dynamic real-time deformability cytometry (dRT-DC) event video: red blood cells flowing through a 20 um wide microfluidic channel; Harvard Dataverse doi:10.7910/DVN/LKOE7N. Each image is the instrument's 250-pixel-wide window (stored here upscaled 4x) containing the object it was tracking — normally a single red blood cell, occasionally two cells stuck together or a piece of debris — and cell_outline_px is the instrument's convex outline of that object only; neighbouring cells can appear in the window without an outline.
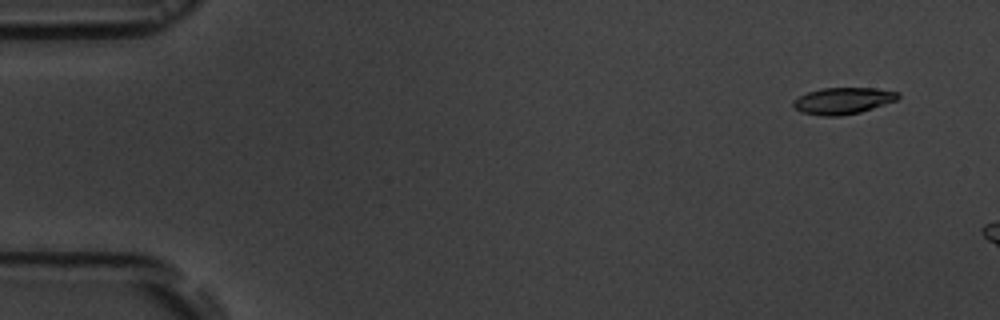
{"species": "common noctule bat (a hibernating species)", "species_latin": "Nyctalus noctula", "temperature_condition": "room temperature", "stored_images_in_passage": 2, "camera_frame_rate_fps": 3000, "um_per_image_px": 0.085, "animal": {"sex": "male", "body_mass_g": 19.5, "forearm_length_mm": 54.6}, "frame": {"image": 1, "passage_image": 1, "time_ms": 0.0, "image_size_px": [1000, 320], "cell_outline_px": [[900, 96], [896, 100], [860, 112], [840, 116], [820, 116], [800, 112], [792, 104], [792, 100], [808, 92], [824, 88], [876, 88], [900, 92]], "centroid_in_image_um": [71.64, 8.57], "position_along_channel_um": 13.4, "area_um2": 16.18}}